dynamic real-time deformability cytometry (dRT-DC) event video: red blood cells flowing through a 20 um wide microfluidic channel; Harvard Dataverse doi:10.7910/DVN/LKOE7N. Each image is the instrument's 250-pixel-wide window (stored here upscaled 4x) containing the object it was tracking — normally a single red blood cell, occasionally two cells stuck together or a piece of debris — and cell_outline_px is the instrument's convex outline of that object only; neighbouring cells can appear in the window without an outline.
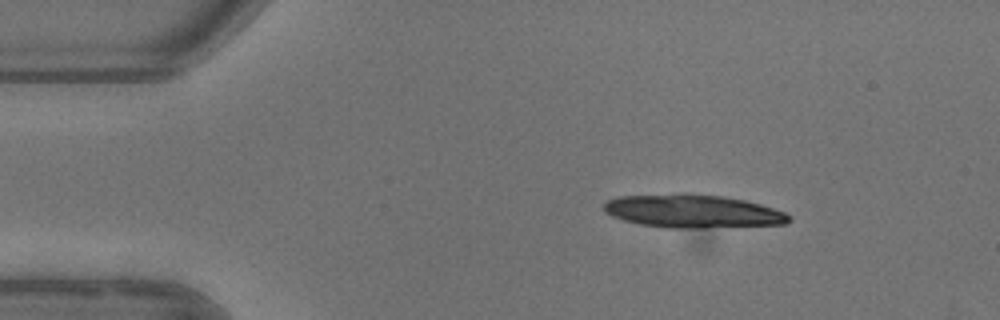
{"species": "common noctule bat (a hibernating species)", "species_latin": "Nyctalus noctula", "temperature_condition": "warm", "stored_images_in_passage": 3, "camera_frame_rate_fps": 3000, "um_per_image_px": 0.085, "animal": {"sex": "female"}, "frame": {"image": 1, "passage_image": 1, "time_ms": 0.0, "image_size_px": [1000, 320], "cell_outline_px": [[792, 220], [788, 224], [704, 228], [664, 228], [640, 224], [624, 220], [612, 216], [604, 212], [604, 204], [608, 200], [620, 196], [724, 196], [744, 200], [760, 204], [784, 212], [792, 216]], "centroid_in_image_um": [58.96, 18.01], "position_along_channel_um": 26.0, "area_um2": 34.91}}